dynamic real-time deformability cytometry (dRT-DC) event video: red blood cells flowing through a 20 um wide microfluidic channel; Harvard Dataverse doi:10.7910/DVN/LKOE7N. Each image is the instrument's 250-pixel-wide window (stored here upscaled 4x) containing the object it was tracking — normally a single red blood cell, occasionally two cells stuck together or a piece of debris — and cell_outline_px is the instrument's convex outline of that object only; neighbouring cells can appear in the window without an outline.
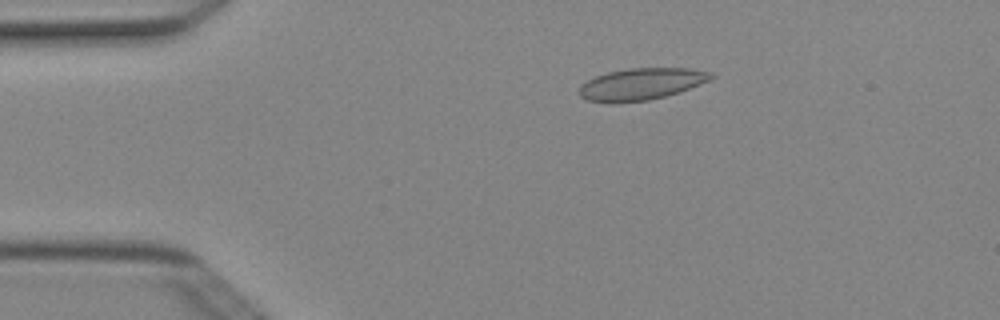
{"species": "Egyptian fruit bat (a non-hibernating species)", "species_latin": "Rousettus aegyptiacus", "temperature_condition": "cold", "stored_images_in_passage": 4, "camera_frame_rate_fps": 3000, "um_per_image_px": 0.085, "animal": {"sex": "female"}, "frame": {"image": 1, "passage_image": 1, "time_ms": 0.0, "image_size_px": [1000, 320], "cell_outline_px": [[716, 76], [712, 80], [664, 96], [648, 100], [612, 104], [588, 100], [580, 96], [580, 84], [596, 76], [608, 72], [628, 68], [692, 68], [712, 72]], "centroid_in_image_um": [54.51, 7.14], "position_along_channel_um": 30.5, "area_um2": 24.51}}
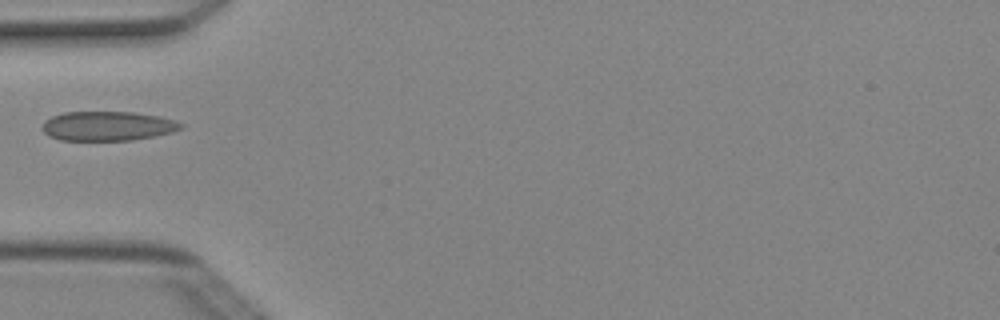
{"frame": {"image": 2, "passage_image": 3, "time_ms": 0.667, "image_size_px": [1000, 320], "cell_outline_px": [[184, 128], [172, 132], [156, 136], [132, 140], [60, 140], [48, 136], [40, 128], [44, 120], [52, 116], [64, 112], [132, 112], [160, 116], [184, 124]], "centroid_in_image_um": [9.13, 10.71], "position_along_channel_um": 75.9, "area_um2": 23.93}}
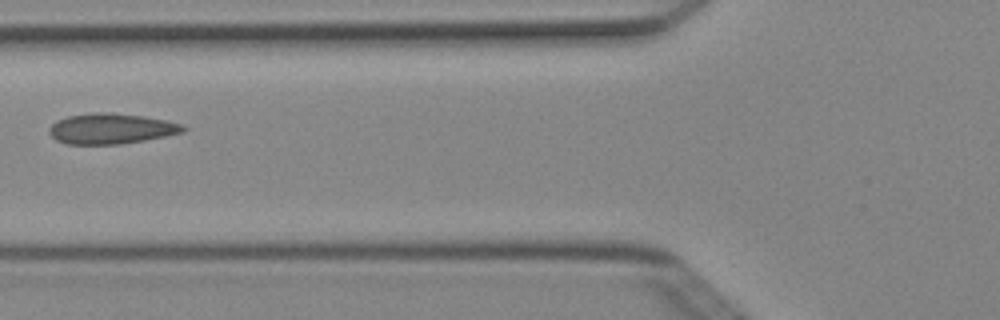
{"frame": {"image": 3, "passage_image": 4, "time_ms": 1.0, "image_size_px": [1000, 320], "cell_outline_px": [[188, 128], [184, 132], [144, 140], [120, 144], [68, 144], [56, 140], [48, 132], [48, 128], [56, 120], [68, 116], [92, 112], [108, 112], [144, 116], [184, 124]], "centroid_in_image_um": [9.44, 10.93], "position_along_channel_um": 116.4, "area_um2": 23.87}}